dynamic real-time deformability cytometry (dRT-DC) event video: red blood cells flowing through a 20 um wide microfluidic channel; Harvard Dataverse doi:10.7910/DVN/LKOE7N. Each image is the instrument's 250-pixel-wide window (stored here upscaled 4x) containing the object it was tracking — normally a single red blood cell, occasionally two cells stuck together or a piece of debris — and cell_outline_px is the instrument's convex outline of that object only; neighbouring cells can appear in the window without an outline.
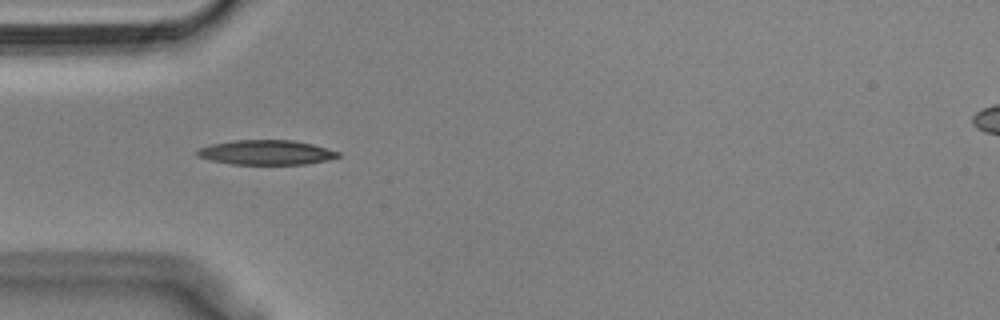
{"species": "Egyptian fruit bat (a non-hibernating species)", "species_latin": "Rousettus aegyptiacus", "temperature_condition": "cold", "stored_images_in_passage": 40, "camera_frame_rate_fps": 3000, "um_per_image_px": 0.085, "animal": {"sex": "male"}, "frame": {"image": 1, "passage_image": 1, "time_ms": 0.0, "image_size_px": [1000, 320], "cell_outline_px": [[340, 156], [328, 160], [308, 164], [232, 164], [212, 160], [196, 156], [196, 148], [212, 144], [236, 140], [292, 140], [312, 144], [340, 152]], "centroid_in_image_um": [22.62, 12.96], "position_along_channel_um": 62.4, "area_um2": 20.23}}
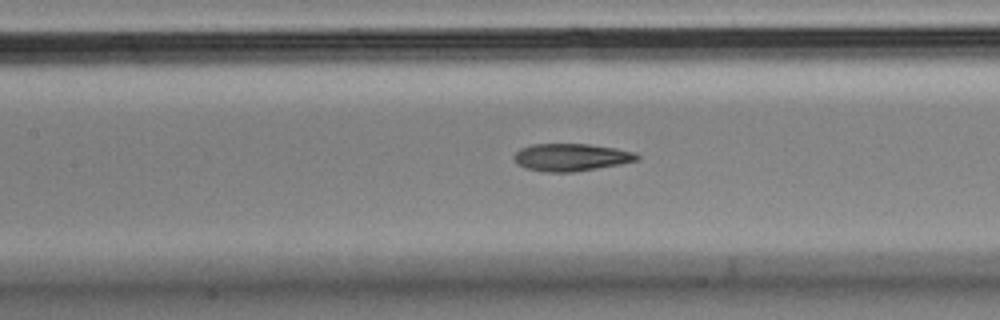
{"frame": {"image": 2, "passage_image": 9, "time_ms": 2.667, "image_size_px": [1000, 320], "cell_outline_px": [[640, 160], [620, 164], [572, 172], [544, 172], [528, 168], [520, 164], [512, 156], [520, 148], [532, 144], [588, 144], [616, 148], [632, 152], [640, 156]], "centroid_in_image_um": [48.56, 13.36], "position_along_channel_um": 158.8, "area_um2": 19.48}}
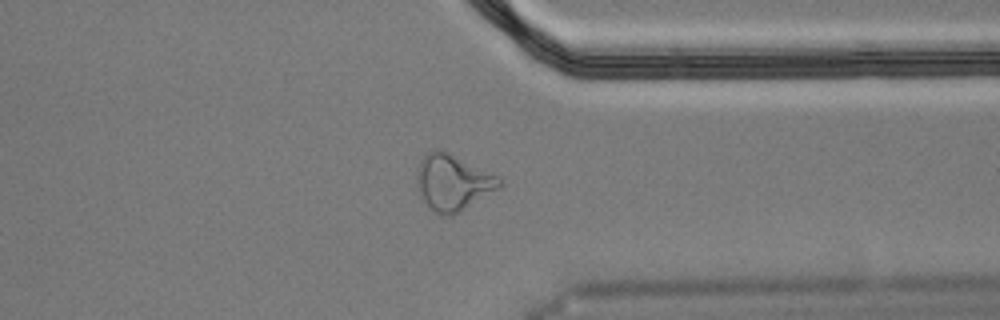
{"frame": {"image": 3, "passage_image": 27, "time_ms": 8.667, "image_size_px": [1000, 320], "cell_outline_px": [[504, 184], [500, 188], [452, 216], [440, 216], [432, 212], [428, 208], [420, 196], [416, 184], [416, 168], [420, 160], [432, 148], [440, 148], [500, 176], [504, 180]], "centroid_in_image_um": [38.48, 15.5], "position_along_channel_um": 372.9, "area_um2": 27.74}, "authors_computed_cell_mechanics": {"area_um2": 20.4612, "velocity_mm_per_s": 3.6174, "shape_relaxation_time_tau1_ms": 7.3067, "shape_relaxation_time_tau2_ms": 4.1315, "deformation_change_tau1": 0.2102, "deformation_change_tau2": 0.1473}}